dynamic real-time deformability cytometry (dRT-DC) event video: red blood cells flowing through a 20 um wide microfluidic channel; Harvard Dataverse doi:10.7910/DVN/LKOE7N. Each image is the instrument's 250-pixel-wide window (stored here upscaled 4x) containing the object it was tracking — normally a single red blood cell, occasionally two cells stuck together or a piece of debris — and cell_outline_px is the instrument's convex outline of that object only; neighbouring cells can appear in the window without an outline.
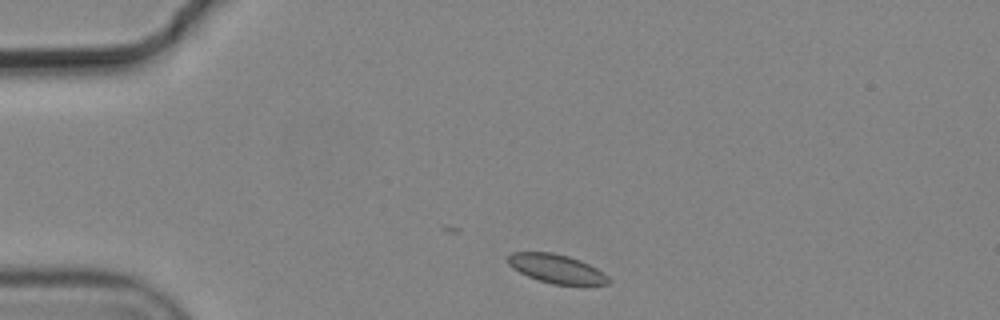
{"species": "common noctule bat (a hibernating species)", "species_latin": "Nyctalus noctula", "temperature_condition": "cold", "stored_images_in_passage": 2, "camera_frame_rate_fps": 3000, "um_per_image_px": 0.085, "animal": {"sex": "male", "body_mass_g": 19.2, "forearm_length_mm": 51.8}, "frame": {"image": 1, "passage_image": 1, "time_ms": 0.0, "image_size_px": [1000, 320], "cell_outline_px": [[608, 284], [584, 288], [552, 284], [528, 276], [512, 268], [508, 264], [508, 256], [512, 252], [552, 252], [568, 256], [580, 260], [596, 268], [608, 276]], "centroid_in_image_um": [47.36, 22.89], "position_along_channel_um": 37.6, "area_um2": 17.4}}